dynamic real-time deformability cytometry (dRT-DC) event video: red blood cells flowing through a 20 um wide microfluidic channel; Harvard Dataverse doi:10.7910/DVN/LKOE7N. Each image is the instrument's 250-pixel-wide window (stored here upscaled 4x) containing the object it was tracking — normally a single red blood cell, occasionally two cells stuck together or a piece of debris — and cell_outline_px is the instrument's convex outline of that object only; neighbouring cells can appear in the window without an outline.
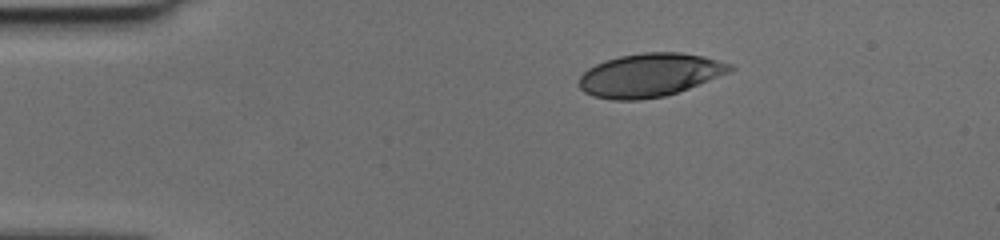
{"species": "human", "species_latin": "Homo sapiens", "temperature_condition": "cold", "stored_images_in_passage": 41, "camera_frame_rate_fps": 3000, "um_per_image_px": 0.085, "donor": {"sex": "female"}, "frame": {"image": 1, "passage_image": 1, "time_ms": 0.0, "image_size_px": [1000, 240], "cell_outline_px": [[732, 68], [728, 72], [688, 88], [664, 96], [636, 100], [612, 100], [592, 96], [584, 92], [580, 88], [580, 76], [588, 68], [596, 64], [620, 56], [644, 52], [680, 52], [700, 56], [732, 64]], "centroid_in_image_um": [55.17, 6.38], "position_along_channel_um": 29.8, "area_um2": 37.51}}
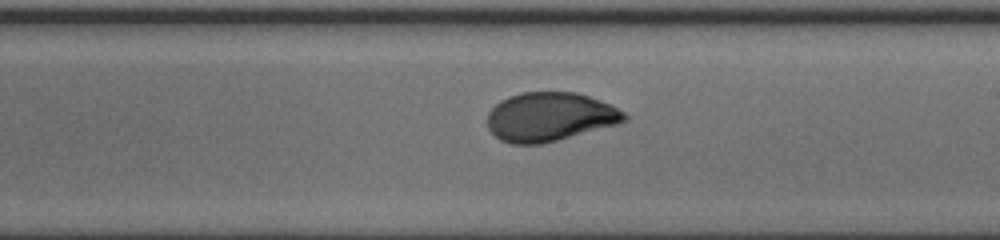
{"frame": {"image": 2, "passage_image": 21, "time_ms": 6.667, "image_size_px": [1000, 240], "cell_outline_px": [[628, 120], [616, 124], [556, 140], [540, 144], [512, 144], [500, 140], [488, 128], [488, 112], [500, 100], [508, 96], [520, 92], [576, 92], [588, 96], [608, 104], [624, 112], [628, 116]], "centroid_in_image_um": [46.7, 9.92], "position_along_channel_um": 242.3, "area_um2": 38.67}}
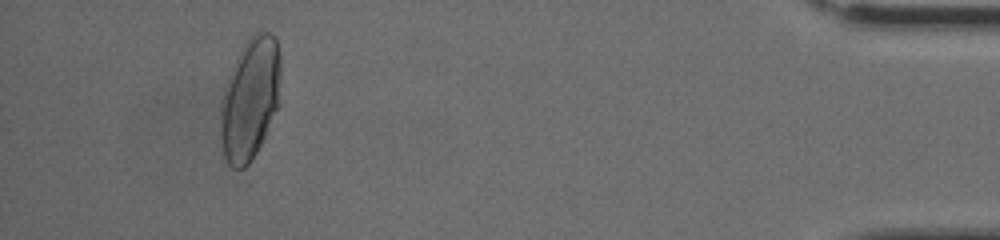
{"frame": {"image": 3, "passage_image": 38, "time_ms": 12.333, "image_size_px": [1000, 240], "cell_outline_px": [[280, 104], [256, 152], [248, 164], [244, 168], [232, 168], [224, 160], [220, 144], [220, 104], [228, 76], [244, 44], [260, 28], [272, 32], [276, 36], [280, 52]], "centroid_in_image_um": [21.26, 8.39], "position_along_channel_um": 413.9, "area_um2": 43.41}}